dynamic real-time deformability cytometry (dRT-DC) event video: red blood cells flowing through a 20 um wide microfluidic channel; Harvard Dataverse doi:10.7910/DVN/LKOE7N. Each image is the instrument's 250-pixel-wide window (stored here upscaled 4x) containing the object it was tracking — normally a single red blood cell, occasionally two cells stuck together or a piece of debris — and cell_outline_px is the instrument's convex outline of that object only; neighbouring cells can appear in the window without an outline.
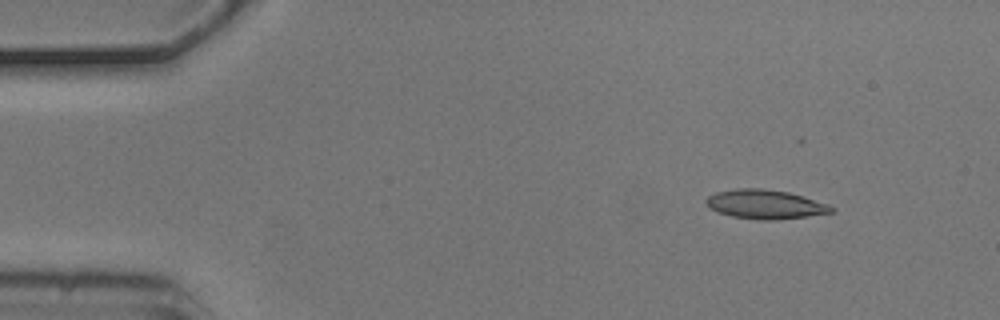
{"species": "common noctule bat (a hibernating species)", "species_latin": "Nyctalus noctula", "temperature_condition": "cold", "stored_images_in_passage": 5, "camera_frame_rate_fps": 3000, "um_per_image_px": 0.085, "animal": {"sex": "male", "body_mass_g": 20.5, "forearm_length_mm": 52.5}, "frame": {"image": 1, "passage_image": 2, "time_ms": 0.333, "image_size_px": [1000, 320], "cell_outline_px": [[836, 212], [808, 216], [776, 220], [760, 220], [732, 216], [716, 212], [708, 208], [704, 200], [708, 196], [716, 192], [736, 188], [764, 188], [788, 192], [828, 204], [836, 208]], "centroid_in_image_um": [65.03, 17.37], "position_along_channel_um": 20.0, "area_um2": 21.5}}
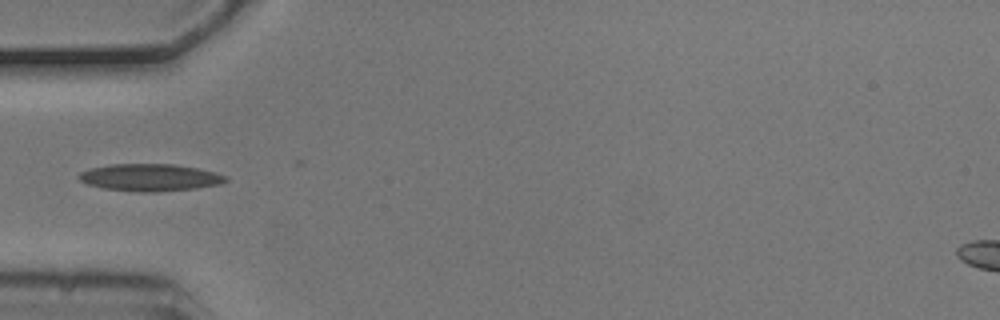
{"frame": {"image": 2, "passage_image": 5, "time_ms": 1.333, "image_size_px": [1000, 320], "cell_outline_px": [[228, 180], [220, 184], [196, 188], [152, 192], [140, 192], [104, 188], [88, 184], [80, 180], [76, 176], [80, 172], [88, 168], [112, 164], [172, 164], [196, 168], [216, 172], [228, 176]], "centroid_in_image_um": [12.74, 15.08], "position_along_channel_um": 72.3, "area_um2": 23.24}}